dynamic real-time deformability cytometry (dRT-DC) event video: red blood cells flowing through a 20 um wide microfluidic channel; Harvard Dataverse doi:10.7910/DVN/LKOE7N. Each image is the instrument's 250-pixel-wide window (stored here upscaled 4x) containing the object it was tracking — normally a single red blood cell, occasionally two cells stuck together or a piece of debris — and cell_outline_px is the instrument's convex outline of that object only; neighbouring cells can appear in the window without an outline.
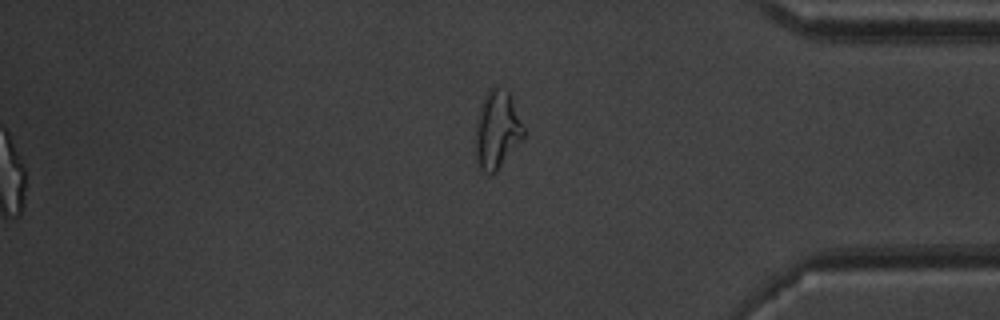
{"species": "common noctule bat (a hibernating species)", "species_latin": "Nyctalus noctula", "temperature_condition": "warm", "stored_images_in_passage": 53, "segment_of_instrument_passage": [2, 2], "camera_frame_rate_fps": 3000, "um_per_image_px": 0.085, "animal": {"sex": "male", "body_mass_g": 20.1, "forearm_length_mm": 53.5}, "frame": {"image": 1, "passage_image": 53, "time_ms": 17.333, "image_size_px": [1000, 320], "cell_outline_px": [[524, 136], [496, 172], [492, 176], [480, 172], [476, 164], [476, 124], [480, 108], [484, 96], [488, 88], [496, 84], [500, 84], [508, 88], [524, 128]], "centroid_in_image_um": [42.23, 11.01], "position_along_channel_um": 393.0, "area_um2": 22.31}}